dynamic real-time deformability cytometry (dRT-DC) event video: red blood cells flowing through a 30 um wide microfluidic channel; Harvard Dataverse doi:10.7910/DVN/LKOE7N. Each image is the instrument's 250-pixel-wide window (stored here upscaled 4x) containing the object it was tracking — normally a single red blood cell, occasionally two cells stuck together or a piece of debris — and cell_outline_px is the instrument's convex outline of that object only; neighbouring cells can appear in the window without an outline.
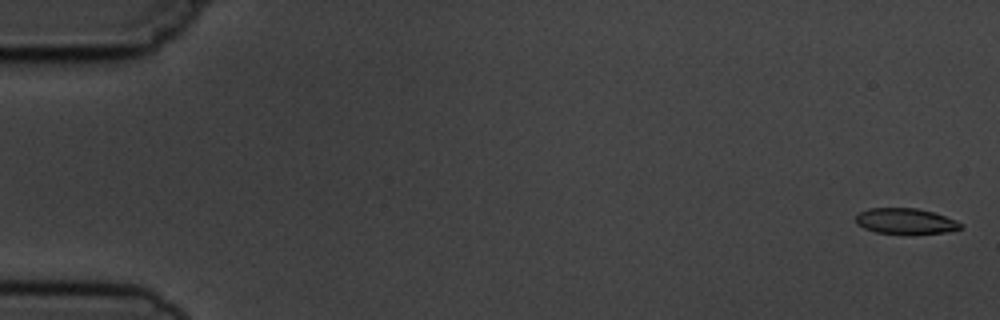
{"species": "common noctule bat (a hibernating species)", "species_latin": "Nyctalus noctula", "temperature_condition": "cold", "stored_images_in_passage": 10, "camera_frame_rate_fps": 3000, "um_per_image_px": 0.085, "animal": {"sex": "male", "body_mass_g": 19.5, "forearm_length_mm": 54.6}, "frame": {"image": 1, "passage_image": 1, "time_ms": 0.0, "image_size_px": [1000, 320], "cell_outline_px": [[964, 228], [944, 232], [876, 232], [864, 228], [856, 224], [856, 216], [860, 212], [868, 208], [916, 208], [932, 212], [956, 220], [964, 224]], "centroid_in_image_um": [76.97, 18.77], "position_along_channel_um": 8.0, "area_um2": 15.2}}
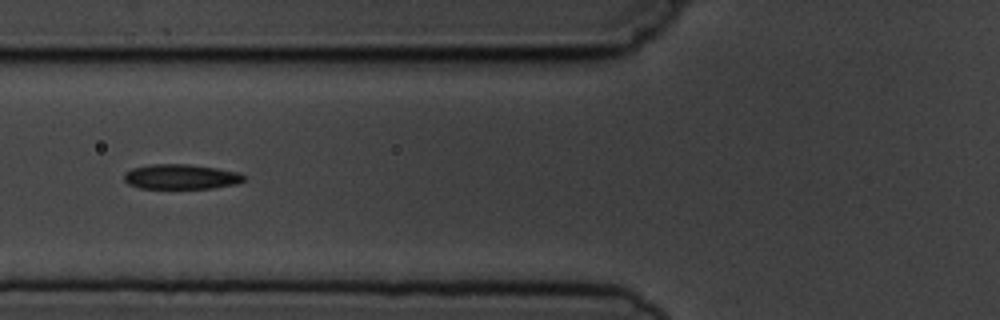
{"frame": {"image": 2, "passage_image": 6, "time_ms": 6.667, "image_size_px": [1000, 320], "cell_outline_px": [[244, 180], [236, 184], [212, 188], [140, 188], [128, 184], [124, 180], [124, 172], [132, 168], [152, 164], [188, 164], [216, 168], [240, 172], [244, 176]], "centroid_in_image_um": [15.37, 15.02], "position_along_channel_um": 110.4, "area_um2": 17.4}}
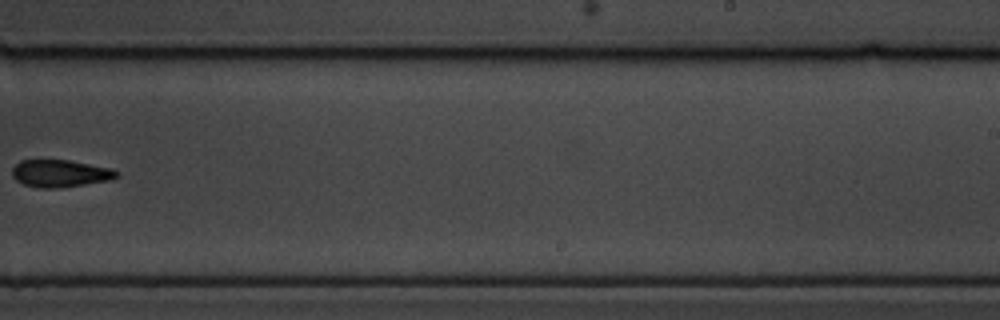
{"frame": {"image": 3, "passage_image": 10, "time_ms": 11.333, "image_size_px": [1000, 320], "cell_outline_px": [[120, 176], [112, 180], [56, 188], [40, 188], [24, 184], [16, 180], [12, 176], [12, 168], [20, 160], [68, 160], [112, 168], [120, 172]], "centroid_in_image_um": [5.15, 14.74], "position_along_channel_um": 283.9, "area_um2": 16.7}}